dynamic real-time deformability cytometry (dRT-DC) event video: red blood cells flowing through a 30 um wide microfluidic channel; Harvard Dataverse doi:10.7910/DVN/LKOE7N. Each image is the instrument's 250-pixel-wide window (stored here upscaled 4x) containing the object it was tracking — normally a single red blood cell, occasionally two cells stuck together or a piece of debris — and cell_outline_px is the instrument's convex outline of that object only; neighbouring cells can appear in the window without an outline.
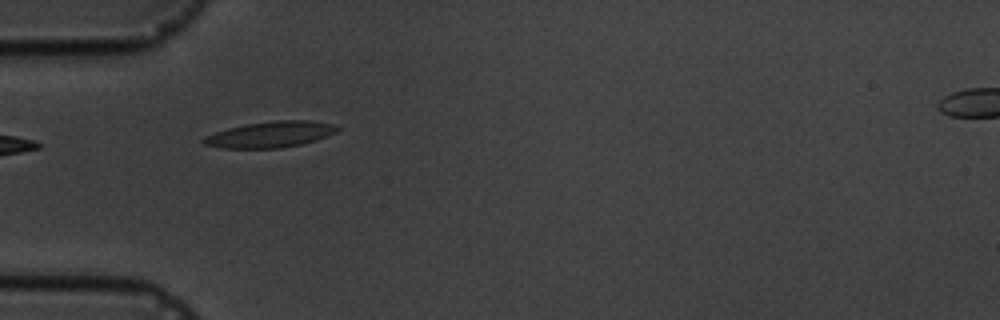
{"species": "common noctule bat (a hibernating species)", "species_latin": "Nyctalus noctula", "temperature_condition": "cold", "stored_images_in_passage": 4, "camera_frame_rate_fps": 3000, "um_per_image_px": 0.085, "animal": {"sex": "male", "body_mass_g": 19.5, "forearm_length_mm": 54.6}, "frame": {"image": 1, "passage_image": 3, "time_ms": 3.0, "image_size_px": [1000, 320], "cell_outline_px": [[340, 128], [336, 132], [328, 136], [316, 140], [300, 144], [280, 148], [220, 148], [204, 144], [200, 140], [204, 136], [228, 128], [244, 124], [276, 120], [308, 120], [336, 124]], "centroid_in_image_um": [22.98, 11.42], "position_along_channel_um": 62.0, "area_um2": 20.4}}
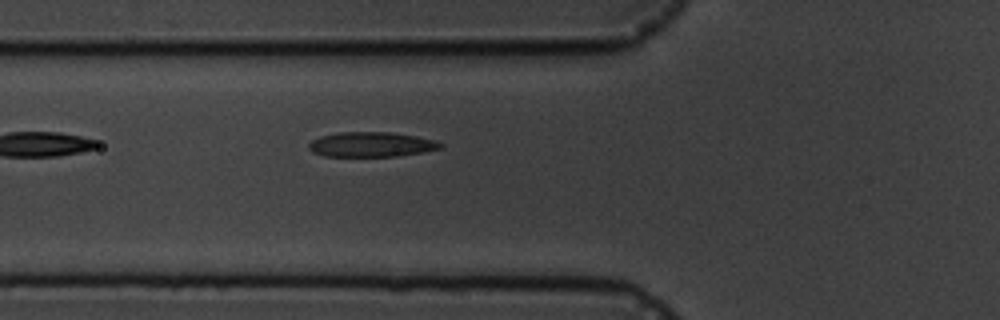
{"frame": {"image": 2, "passage_image": 4, "time_ms": 4.0, "image_size_px": [1000, 320], "cell_outline_px": [[444, 144], [440, 148], [424, 152], [400, 156], [324, 156], [312, 152], [308, 148], [308, 144], [312, 140], [320, 136], [340, 132], [392, 132], [416, 136], [436, 140]], "centroid_in_image_um": [31.57, 12.28], "position_along_channel_um": 94.2, "area_um2": 19.19}}